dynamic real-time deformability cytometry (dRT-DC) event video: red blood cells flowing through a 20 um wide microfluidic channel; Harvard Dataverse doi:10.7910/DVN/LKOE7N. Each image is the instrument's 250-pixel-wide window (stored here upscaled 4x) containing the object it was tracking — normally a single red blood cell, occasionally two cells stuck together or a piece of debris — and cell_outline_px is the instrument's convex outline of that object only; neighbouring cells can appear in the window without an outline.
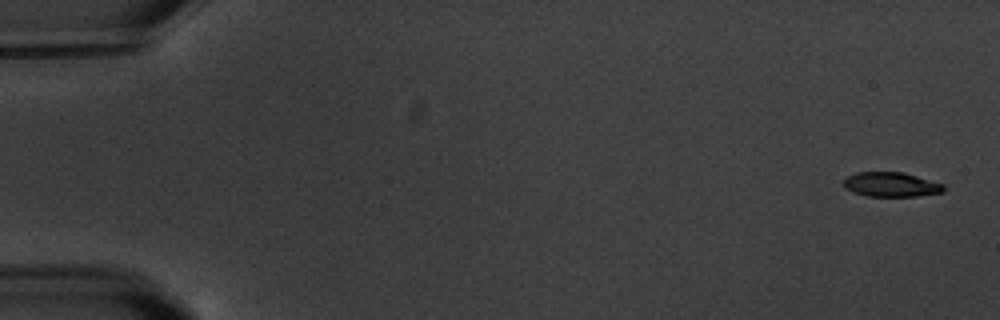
{"species": "common noctule bat (a hibernating species)", "species_latin": "Nyctalus noctula", "temperature_condition": "warm", "stored_images_in_passage": 17, "camera_frame_rate_fps": 3000, "um_per_image_px": 0.085, "animal": {"sex": "male", "body_mass_g": 20.1, "forearm_length_mm": 53.5}, "frame": {"image": 1, "passage_image": 1, "time_ms": 0.0, "image_size_px": [1000, 320], "cell_outline_px": [[944, 192], [916, 196], [868, 196], [852, 192], [844, 188], [844, 180], [848, 176], [856, 172], [904, 172], [944, 184]], "centroid_in_image_um": [75.74, 15.68], "position_along_channel_um": 9.3, "area_um2": 14.33}}
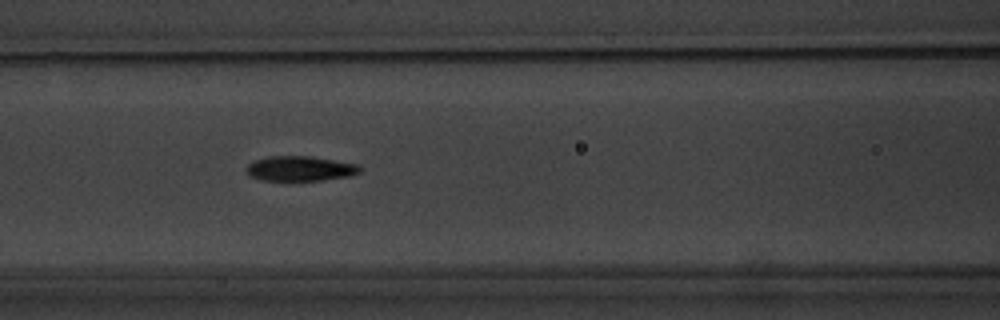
{"frame": {"image": 2, "passage_image": 8, "time_ms": 8.0, "image_size_px": [1000, 320], "cell_outline_px": [[360, 172], [348, 176], [320, 180], [260, 180], [248, 176], [244, 172], [244, 168], [248, 164], [256, 160], [268, 156], [308, 156], [356, 164], [360, 168]], "centroid_in_image_um": [25.4, 14.33], "position_along_channel_um": 141.2, "area_um2": 16.36}}
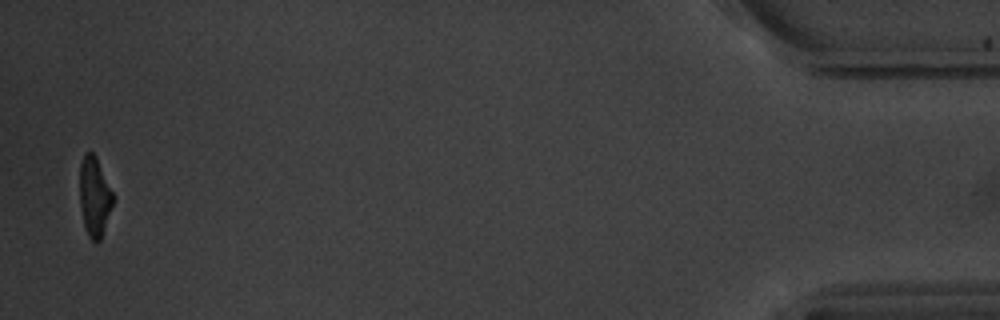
{"frame": {"image": 3, "passage_image": 17, "time_ms": 18.667, "image_size_px": [1000, 320], "cell_outline_px": [[112, 204], [100, 240], [92, 240], [88, 236], [84, 228], [80, 204], [80, 164], [84, 152], [92, 152], [96, 156], [112, 192]], "centroid_in_image_um": [7.99, 16.68], "position_along_channel_um": 427.2, "area_um2": 15.03}, "authors_computed_cell_mechanics": {"area_um2": 16.3574, "velocity_mm_per_s": 3.4651, "shape_relaxation_time_tau1_ms": 3.0104, "shape_relaxation_time_tau2_ms": 5.2804, "deformation_change_tau1": 0.1444, "deformation_change_tau2": 0.0973}}